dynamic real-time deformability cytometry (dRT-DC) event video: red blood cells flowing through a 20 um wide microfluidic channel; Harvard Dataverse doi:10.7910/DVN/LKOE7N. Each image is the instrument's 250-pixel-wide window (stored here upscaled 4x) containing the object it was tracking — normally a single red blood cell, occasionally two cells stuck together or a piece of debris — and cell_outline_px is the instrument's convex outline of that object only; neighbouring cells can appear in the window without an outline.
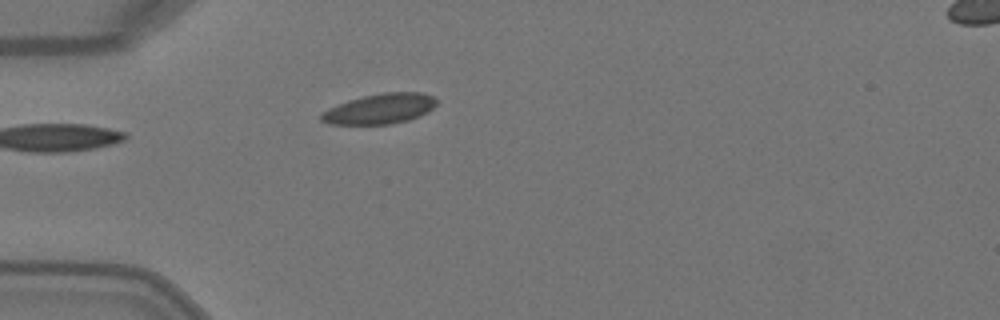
{"species": "Egyptian fruit bat (a non-hibernating species)", "species_latin": "Rousettus aegyptiacus", "temperature_condition": "warm", "stored_images_in_passage": 1, "camera_frame_rate_fps": 3000, "um_per_image_px": 0.085, "animal": {"sex": "female"}, "frame": {"image": 1, "passage_image": 1, "time_ms": 0.0, "image_size_px": [1000, 320], "cell_outline_px": [[436, 104], [428, 112], [420, 116], [408, 120], [388, 124], [328, 124], [320, 120], [320, 112], [328, 108], [348, 100], [364, 96], [384, 92], [424, 92], [432, 96], [436, 100]], "centroid_in_image_um": [32.27, 9.24], "position_along_channel_um": 52.7, "area_um2": 20.35}}